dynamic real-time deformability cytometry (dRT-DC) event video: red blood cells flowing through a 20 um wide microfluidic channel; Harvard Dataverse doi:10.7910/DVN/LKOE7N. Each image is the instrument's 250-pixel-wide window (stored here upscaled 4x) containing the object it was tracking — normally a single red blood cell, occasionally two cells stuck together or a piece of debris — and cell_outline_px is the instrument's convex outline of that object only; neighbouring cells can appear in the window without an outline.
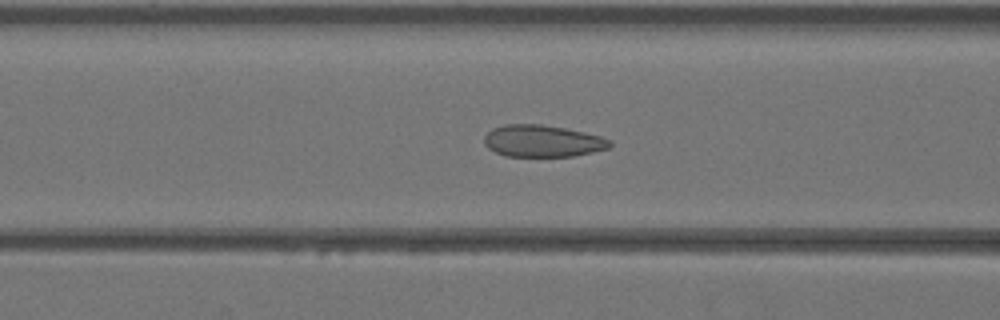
{"species": "Egyptian fruit bat (a non-hibernating species)", "species_latin": "Rousettus aegyptiacus", "temperature_condition": "warm", "stored_images_in_passage": 30, "camera_frame_rate_fps": 3000, "um_per_image_px": 0.085, "animal": {"sex": "female"}, "frame": {"image": 1, "passage_image": 4, "time_ms": 1.0, "image_size_px": [1000, 320], "cell_outline_px": [[612, 144], [608, 148], [592, 152], [572, 156], [504, 156], [488, 148], [484, 144], [484, 136], [492, 128], [504, 124], [540, 124], [564, 128], [584, 132], [600, 136], [612, 140]], "centroid_in_image_um": [46.09, 11.98], "position_along_channel_um": 120.5, "area_um2": 23.35}}
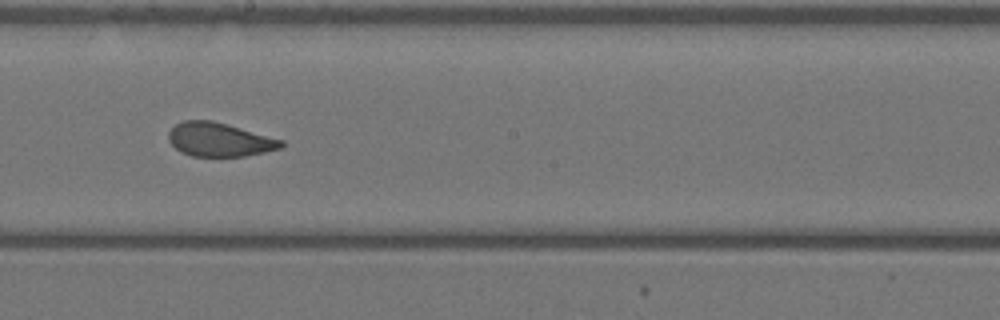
{"frame": {"image": 2, "passage_image": 11, "time_ms": 3.333, "image_size_px": [1000, 320], "cell_outline_px": [[284, 144], [280, 148], [264, 152], [244, 156], [192, 156], [180, 152], [168, 140], [168, 132], [176, 124], [184, 120], [212, 120], [228, 124], [284, 140]], "centroid_in_image_um": [18.64, 11.86], "position_along_channel_um": 229.6, "area_um2": 22.2}}
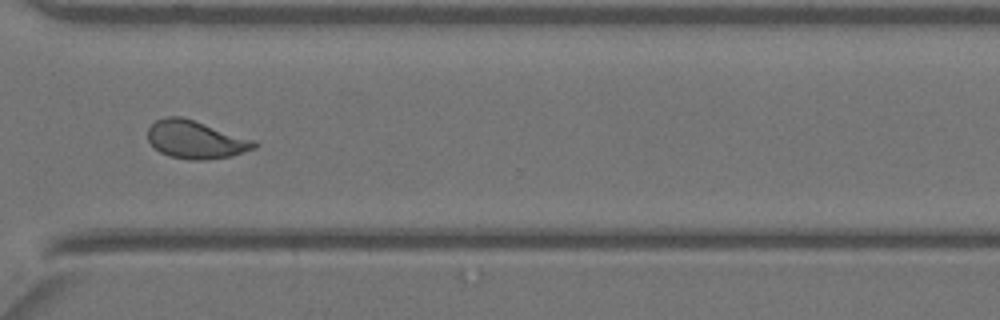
{"frame": {"image": 3, "passage_image": 19, "time_ms": 6.0, "image_size_px": [1000, 320], "cell_outline_px": [[260, 144], [256, 148], [232, 156], [204, 160], [188, 160], [168, 156], [160, 152], [148, 140], [148, 128], [156, 120], [164, 116], [180, 116], [256, 140]], "centroid_in_image_um": [16.66, 11.88], "position_along_channel_um": 353.9, "area_um2": 23.64}}